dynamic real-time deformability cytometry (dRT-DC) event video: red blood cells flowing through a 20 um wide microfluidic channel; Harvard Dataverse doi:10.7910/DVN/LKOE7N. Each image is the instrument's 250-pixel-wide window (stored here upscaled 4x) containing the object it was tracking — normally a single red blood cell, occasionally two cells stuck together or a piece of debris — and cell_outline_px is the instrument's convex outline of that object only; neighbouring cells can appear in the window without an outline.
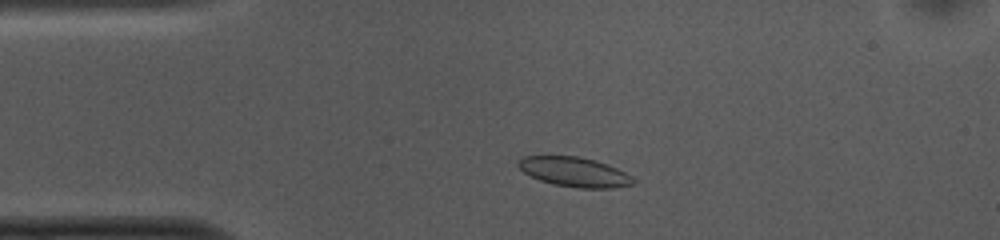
{"species": "common noctule bat (a hibernating species)", "species_latin": "Nyctalus noctula", "temperature_condition": "cold", "stored_images_in_passage": 42, "camera_frame_rate_fps": 3000, "um_per_image_px": 0.085, "animal": {"sex": "female", "body_mass_g": 10.0, "forearm_length_mm": 53.1}, "frame": {"image": 1, "passage_image": 6, "time_ms": 1.667, "image_size_px": [1000, 240], "cell_outline_px": [[636, 184], [612, 188], [576, 188], [552, 184], [540, 180], [524, 172], [516, 164], [516, 160], [524, 156], [580, 156], [596, 160], [608, 164], [632, 176], [636, 180]], "centroid_in_image_um": [48.84, 14.61], "position_along_channel_um": 36.2, "area_um2": 20.06}}
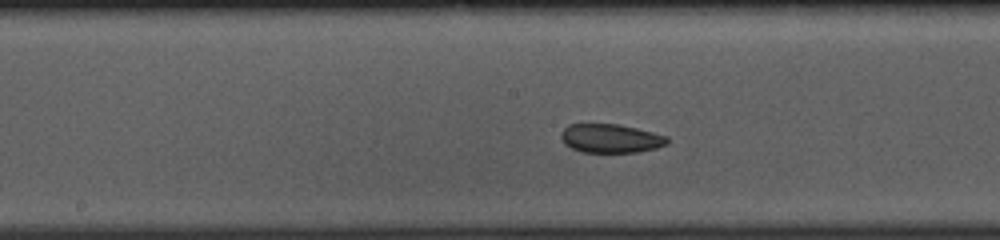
{"frame": {"image": 2, "passage_image": 21, "time_ms": 6.667, "image_size_px": [1000, 240], "cell_outline_px": [[668, 144], [656, 148], [636, 152], [580, 152], [564, 144], [560, 136], [560, 132], [568, 124], [616, 124], [636, 128], [668, 136]], "centroid_in_image_um": [51.88, 11.76], "position_along_channel_um": 196.3, "area_um2": 17.86}}
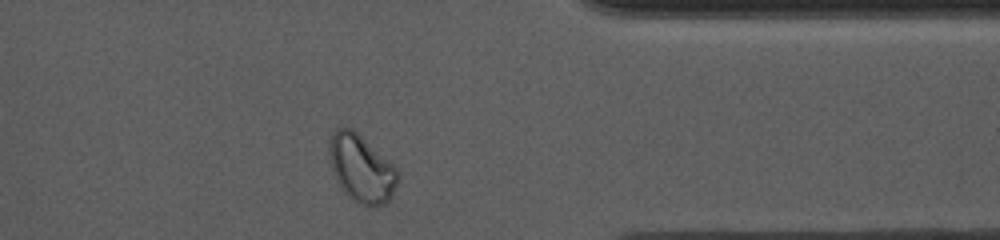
{"frame": {"image": 3, "passage_image": 37, "time_ms": 12.0, "image_size_px": [1000, 240], "cell_outline_px": [[400, 180], [392, 196], [384, 204], [372, 208], [356, 204], [340, 188], [336, 180], [332, 168], [328, 152], [328, 144], [332, 132], [336, 128], [352, 128], [392, 164], [396, 168], [400, 176]], "centroid_in_image_um": [30.71, 14.37], "position_along_channel_um": 380.7, "area_um2": 27.22}, "authors_computed_cell_mechanics": {"area_um2": 19.1896, "velocity_mm_per_s": 3.712, "shape_relaxation_time_tau1_ms": null, "shape_relaxation_time_tau2_ms": 3.1317, "deformation_change_tau1": null, "deformation_change_tau2": 0.051}}